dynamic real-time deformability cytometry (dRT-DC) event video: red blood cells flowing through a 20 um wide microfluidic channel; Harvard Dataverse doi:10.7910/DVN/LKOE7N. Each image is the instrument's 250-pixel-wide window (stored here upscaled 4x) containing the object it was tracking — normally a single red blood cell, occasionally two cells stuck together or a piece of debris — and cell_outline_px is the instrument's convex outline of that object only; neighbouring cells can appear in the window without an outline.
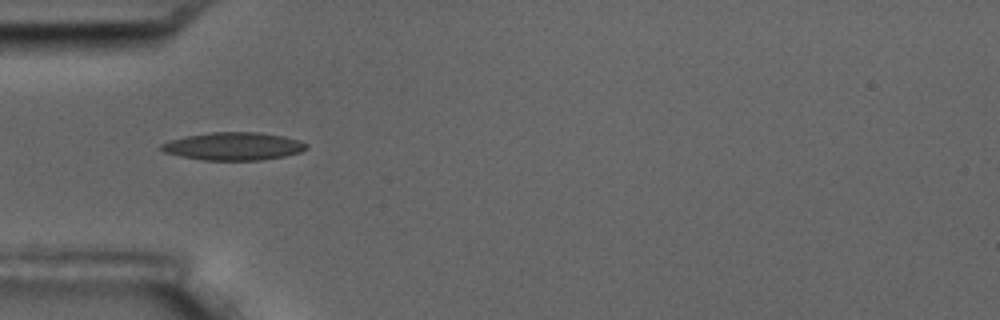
{"species": "common noctule bat (a hibernating species)", "species_latin": "Nyctalus noctula", "temperature_condition": "room temperature", "stored_images_in_passage": 2, "camera_frame_rate_fps": 3000, "um_per_image_px": 0.085, "animal": {"sex": "male", "body_mass_g": 17.5, "forearm_length_mm": 52.3}, "frame": {"image": 1, "passage_image": 2, "time_ms": 1.333, "image_size_px": [1000, 320], "cell_outline_px": [[308, 148], [300, 152], [284, 156], [260, 160], [204, 160], [180, 156], [164, 152], [160, 148], [160, 144], [184, 136], [212, 132], [260, 132], [284, 136], [300, 140], [308, 144]], "centroid_in_image_um": [19.87, 12.42], "position_along_channel_um": 65.1, "area_um2": 23.58}}